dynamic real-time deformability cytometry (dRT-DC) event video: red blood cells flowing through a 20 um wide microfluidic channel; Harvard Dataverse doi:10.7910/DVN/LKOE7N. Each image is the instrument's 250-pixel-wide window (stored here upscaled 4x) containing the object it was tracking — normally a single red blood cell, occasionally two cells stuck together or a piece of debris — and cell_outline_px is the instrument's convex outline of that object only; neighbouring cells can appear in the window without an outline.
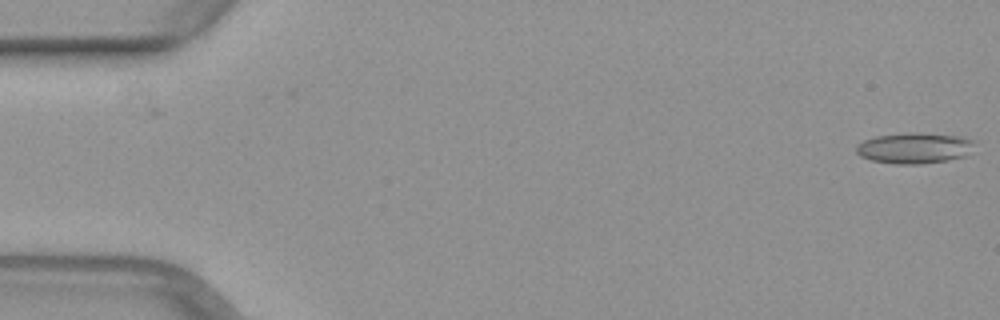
{"species": "common noctule bat (a hibernating species)", "species_latin": "Nyctalus noctula", "temperature_condition": "warm", "stored_images_in_passage": 51, "camera_frame_rate_fps": 3000, "um_per_image_px": 0.085, "animal": {"sex": "female", "body_mass_g": 29.2, "forearm_length_mm": 56.3}, "frame": {"image": 1, "passage_image": 1, "time_ms": 0.0, "image_size_px": [1000, 320], "cell_outline_px": [[976, 144], [964, 156], [948, 160], [920, 164], [896, 164], [872, 160], [860, 156], [856, 152], [856, 148], [864, 140], [876, 136], [912, 132], [920, 132], [964, 136], [976, 140]], "centroid_in_image_um": [77.78, 12.57], "position_along_channel_um": 7.2, "area_um2": 21.39}}
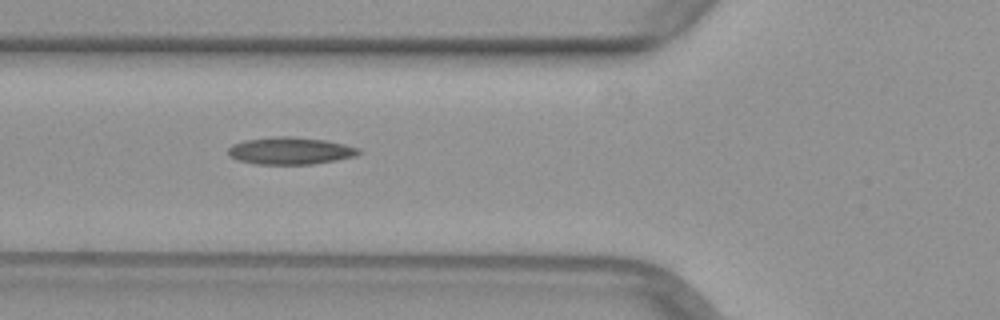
{"frame": {"image": 2, "passage_image": 19, "time_ms": 6.0, "image_size_px": [1000, 320], "cell_outline_px": [[360, 152], [356, 156], [336, 160], [312, 164], [252, 164], [236, 160], [228, 156], [228, 148], [232, 144], [244, 140], [276, 136], [292, 136], [324, 140], [344, 144], [360, 148]], "centroid_in_image_um": [24.63, 12.82], "position_along_channel_um": 101.2, "area_um2": 20.87}}
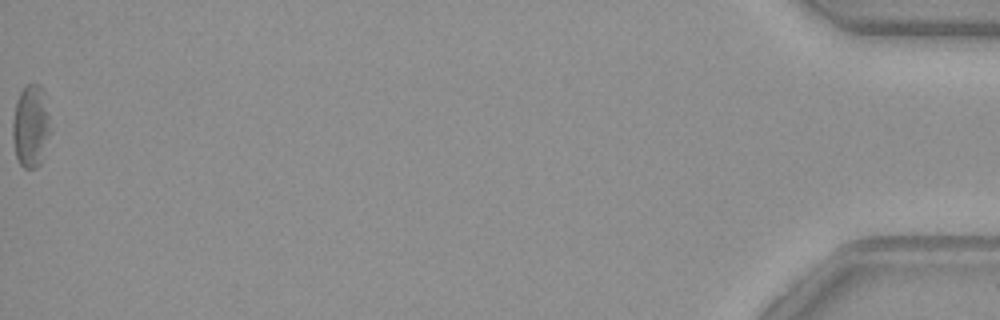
{"frame": {"image": 3, "passage_image": 51, "time_ms": 16.667, "image_size_px": [1000, 320], "cell_outline_px": [[48, 132], [40, 164], [36, 168], [24, 168], [20, 164], [16, 156], [12, 140], [12, 124], [16, 100], [20, 92], [28, 84], [40, 84], [44, 88], [48, 116]], "centroid_in_image_um": [2.57, 10.69], "position_along_channel_um": 432.6, "area_um2": 17.8}}